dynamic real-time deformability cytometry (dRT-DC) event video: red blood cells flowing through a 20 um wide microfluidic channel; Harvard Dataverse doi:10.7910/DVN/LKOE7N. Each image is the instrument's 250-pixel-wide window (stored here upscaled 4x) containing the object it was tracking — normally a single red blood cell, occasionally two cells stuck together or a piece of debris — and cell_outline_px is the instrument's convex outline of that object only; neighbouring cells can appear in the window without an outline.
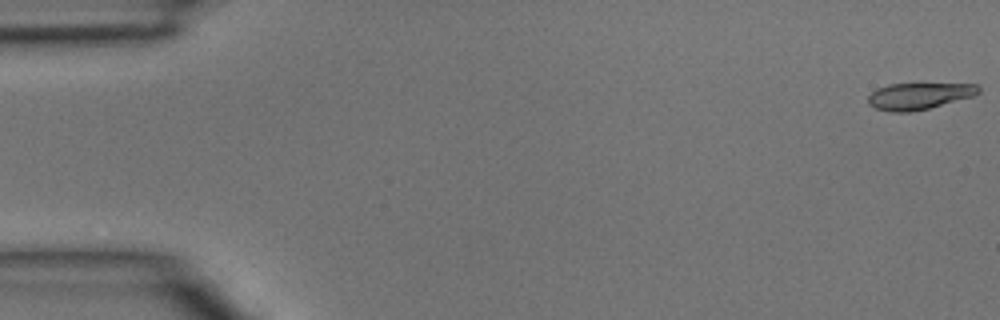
{"species": "common noctule bat (a hibernating species)", "species_latin": "Nyctalus noctula", "temperature_condition": "room temperature", "stored_images_in_passage": 46, "camera_frame_rate_fps": 3000, "um_per_image_px": 0.085, "animal": {"sex": "male", "body_mass_g": 15.6}, "frame": {"image": 1, "passage_image": 1, "time_ms": 0.0, "image_size_px": [1000, 320], "cell_outline_px": [[980, 92], [972, 96], [928, 108], [908, 112], [892, 112], [876, 108], [868, 104], [868, 96], [876, 88], [888, 84], [976, 84], [980, 88]], "centroid_in_image_um": [78.07, 8.15], "position_along_channel_um": 6.9, "area_um2": 16.88}}
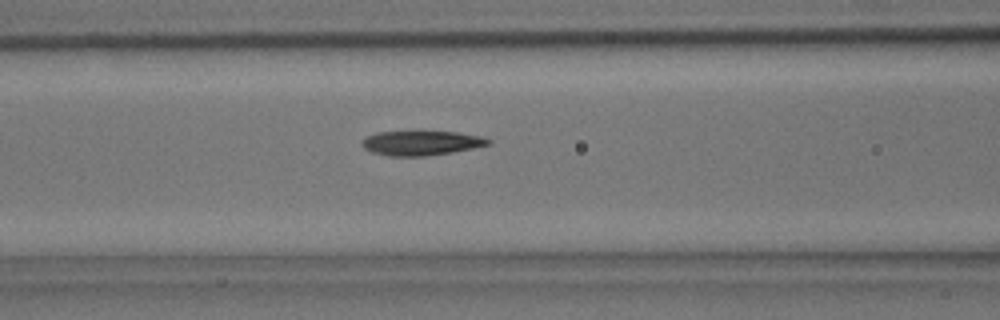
{"frame": {"image": 2, "passage_image": 19, "time_ms": 6.0, "image_size_px": [1000, 320], "cell_outline_px": [[492, 144], [452, 152], [428, 156], [388, 156], [372, 152], [364, 148], [360, 144], [368, 136], [376, 132], [420, 128], [460, 132], [480, 136], [492, 140]], "centroid_in_image_um": [35.82, 12.1], "position_along_channel_um": 130.8, "area_um2": 19.19}}
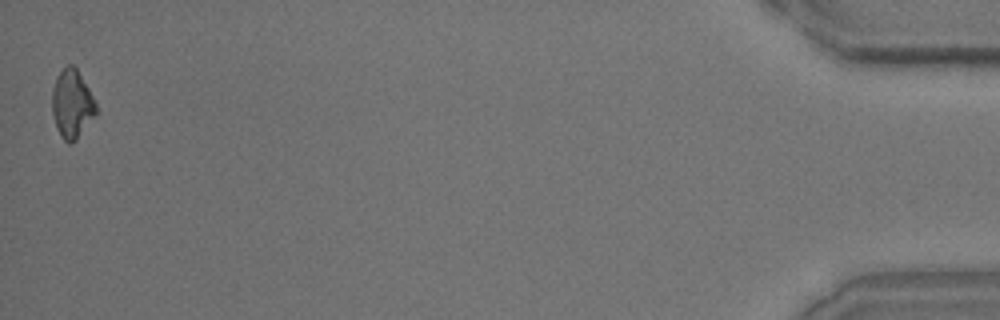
{"frame": {"image": 3, "passage_image": 46, "time_ms": 15.0, "image_size_px": [1000, 320], "cell_outline_px": [[96, 116], [76, 140], [72, 144], [68, 144], [60, 136], [56, 128], [52, 112], [52, 92], [56, 80], [60, 72], [68, 64], [72, 64], [76, 68], [88, 88], [96, 104]], "centroid_in_image_um": [6.12, 8.89], "position_along_channel_um": 429.1, "area_um2": 17.46}}